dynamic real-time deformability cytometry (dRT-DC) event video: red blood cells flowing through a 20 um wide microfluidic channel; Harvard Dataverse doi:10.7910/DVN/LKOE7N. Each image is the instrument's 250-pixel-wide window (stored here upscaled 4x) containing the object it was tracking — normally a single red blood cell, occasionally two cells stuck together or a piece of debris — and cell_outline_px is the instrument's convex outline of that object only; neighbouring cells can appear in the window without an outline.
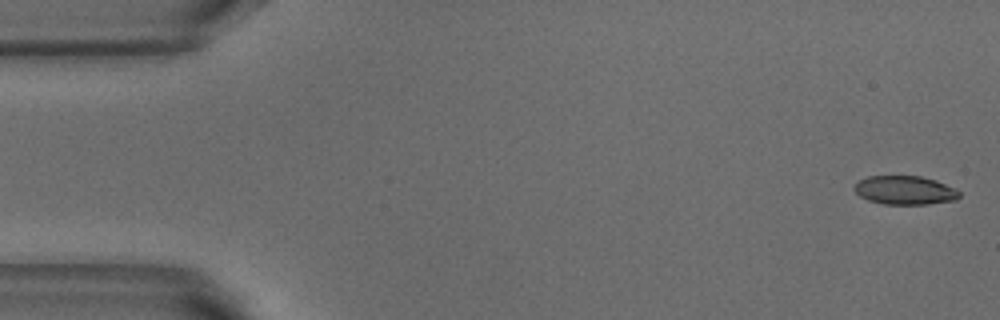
{"species": "common noctule bat (a hibernating species)", "species_latin": "Nyctalus noctula", "temperature_condition": "warm", "stored_images_in_passage": 5, "segment_of_instrument_passage": [2, 2], "camera_frame_rate_fps": 3000, "um_per_image_px": 0.085, "animal": {"sex": "male", "body_mass_g": 18.8}, "frame": {"image": 1, "passage_image": 5, "time_ms": 1.333, "image_size_px": [1000, 320], "cell_outline_px": [[960, 196], [956, 200], [928, 204], [884, 204], [868, 200], [860, 196], [852, 188], [860, 180], [868, 176], [920, 176], [936, 180], [956, 188], [960, 192]], "centroid_in_image_um": [76.94, 16.17], "position_along_channel_um": 8.1, "area_um2": 17.63}}